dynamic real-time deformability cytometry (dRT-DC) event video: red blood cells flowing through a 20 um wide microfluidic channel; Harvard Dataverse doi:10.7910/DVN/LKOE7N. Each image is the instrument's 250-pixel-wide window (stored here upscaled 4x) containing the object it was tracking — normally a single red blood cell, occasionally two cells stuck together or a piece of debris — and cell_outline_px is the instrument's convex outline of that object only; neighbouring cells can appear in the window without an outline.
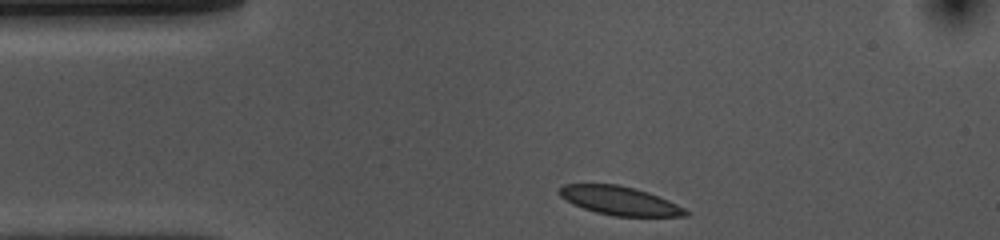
{"species": "common noctule bat (a hibernating species)", "species_latin": "Nyctalus noctula", "temperature_condition": "cold", "stored_images_in_passage": 34, "camera_frame_rate_fps": 3000, "um_per_image_px": 0.085, "animal": {"sex": "female", "body_mass_g": 10.0, "forearm_length_mm": 53.1}, "frame": {"image": 1, "passage_image": 1, "time_ms": 0.0, "image_size_px": [1000, 240], "cell_outline_px": [[692, 212], [688, 216], [612, 216], [596, 212], [572, 204], [560, 196], [556, 192], [564, 184], [616, 184], [648, 192], [668, 200]], "centroid_in_image_um": [52.66, 17.06], "position_along_channel_um": 32.3, "area_um2": 21.04}}
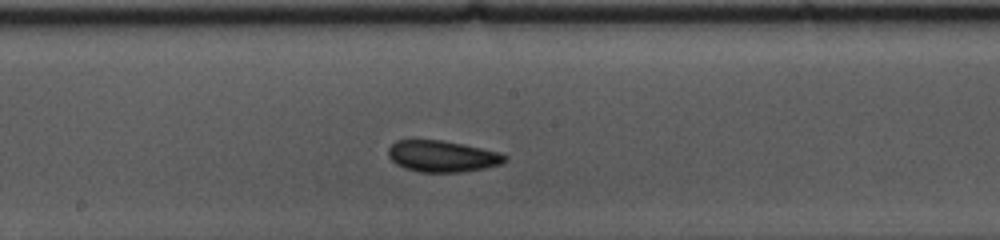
{"frame": {"image": 2, "passage_image": 19, "time_ms": 6.0, "image_size_px": [1000, 240], "cell_outline_px": [[508, 160], [500, 164], [484, 168], [460, 172], [420, 172], [404, 168], [396, 164], [388, 156], [388, 148], [396, 140], [440, 140], [464, 144], [500, 152], [508, 156]], "centroid_in_image_um": [37.6, 13.28], "position_along_channel_um": 210.6, "area_um2": 21.39}}
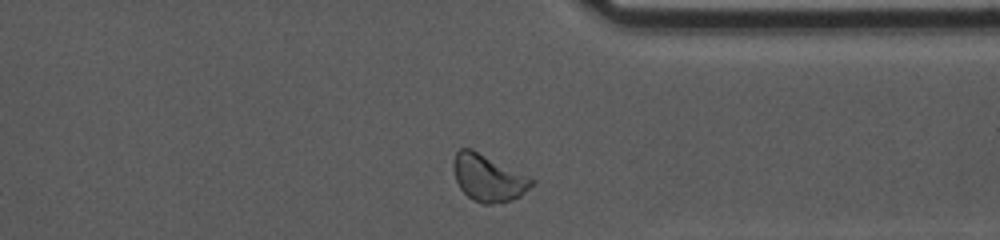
{"frame": {"image": 3, "passage_image": 33, "time_ms": 10.667, "image_size_px": [1000, 240], "cell_outline_px": [[536, 180], [520, 196], [508, 200], [492, 204], [480, 204], [472, 200], [460, 188], [456, 180], [452, 168], [452, 164], [456, 152], [460, 148], [472, 148]], "centroid_in_image_um": [41.45, 15.11], "position_along_channel_um": 369.9, "area_um2": 21.21}, "authors_computed_cell_mechanics": {"area_um2": 21.2126, "velocity_mm_per_s": 3.5066, "shape_relaxation_time_tau1_ms": 3.6039, "shape_relaxation_time_tau2_ms": 7.1706, "deformation_change_tau1": 0.0746, "deformation_change_tau2": 0.0869}}